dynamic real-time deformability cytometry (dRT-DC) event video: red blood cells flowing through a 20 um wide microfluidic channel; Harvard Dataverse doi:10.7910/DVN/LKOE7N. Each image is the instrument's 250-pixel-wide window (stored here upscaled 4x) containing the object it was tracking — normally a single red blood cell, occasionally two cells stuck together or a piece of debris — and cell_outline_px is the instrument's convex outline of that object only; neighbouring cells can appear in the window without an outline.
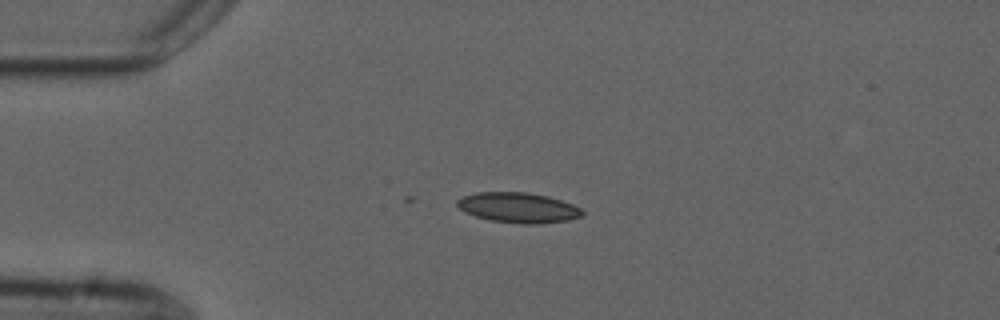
{"species": "common noctule bat (a hibernating species)", "species_latin": "Nyctalus noctula", "temperature_condition": "cold", "stored_images_in_passage": 3, "camera_frame_rate_fps": 3000, "um_per_image_px": 0.085, "animal": {"sex": "male", "forearm_length_mm": 52.5}, "frame": {"image": 1, "passage_image": 3, "time_ms": 0.667, "image_size_px": [1000, 320], "cell_outline_px": [[584, 216], [568, 220], [536, 224], [520, 224], [492, 220], [476, 216], [464, 212], [456, 204], [456, 200], [464, 196], [476, 192], [528, 192], [548, 196], [572, 204], [580, 208], [584, 212]], "centroid_in_image_um": [44.06, 17.65], "position_along_channel_um": 40.9, "area_um2": 22.02}}